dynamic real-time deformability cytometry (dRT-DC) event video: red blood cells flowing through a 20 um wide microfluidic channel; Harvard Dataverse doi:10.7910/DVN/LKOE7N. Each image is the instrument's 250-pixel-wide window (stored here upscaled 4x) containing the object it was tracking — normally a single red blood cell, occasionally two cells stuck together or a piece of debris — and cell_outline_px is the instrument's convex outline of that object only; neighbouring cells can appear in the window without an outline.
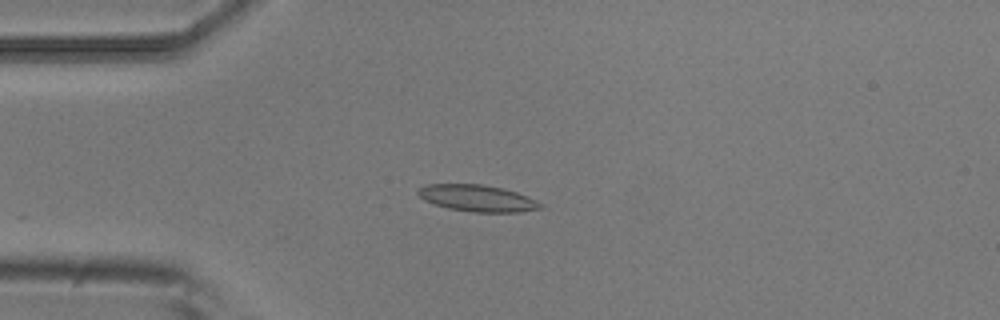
{"species": "common noctule bat (a hibernating species)", "species_latin": "Nyctalus noctula", "temperature_condition": "room temperature", "stored_images_in_passage": 7, "camera_frame_rate_fps": 3000, "um_per_image_px": 0.085, "animal": {"sex": "male", "body_mass_g": 20.5, "forearm_length_mm": 52.5}, "frame": {"image": 1, "passage_image": 5, "time_ms": 1.333, "image_size_px": [1000, 320], "cell_outline_px": [[544, 208], [520, 212], [472, 212], [448, 208], [424, 200], [416, 192], [420, 188], [428, 184], [480, 184], [504, 188], [528, 196], [544, 204]], "centroid_in_image_um": [40.63, 16.85], "position_along_channel_um": 44.4, "area_um2": 19.02}}
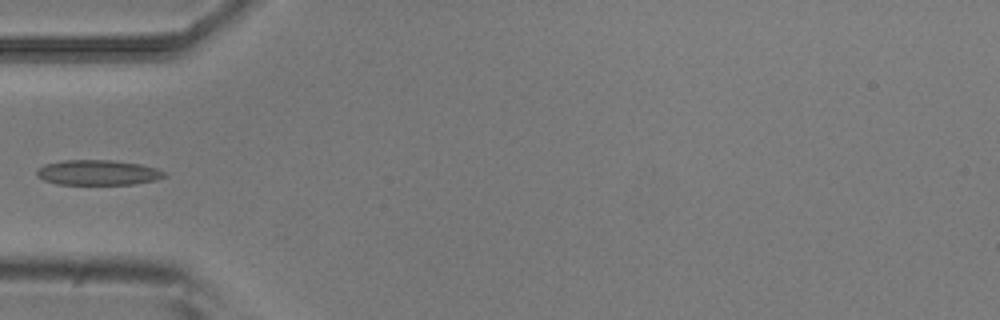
{"frame": {"image": 2, "passage_image": 6, "time_ms": 1.667, "image_size_px": [1000, 320], "cell_outline_px": [[168, 176], [156, 180], [136, 184], [56, 184], [44, 180], [36, 176], [36, 168], [44, 164], [64, 160], [112, 160], [140, 164], [156, 168], [164, 172]], "centroid_in_image_um": [8.3, 14.67], "position_along_channel_um": 76.7, "area_um2": 18.84}}
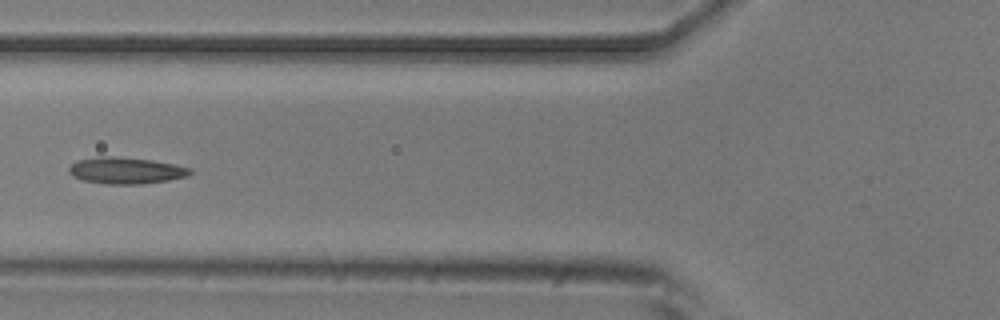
{"frame": {"image": 3, "passage_image": 7, "time_ms": 2.0, "image_size_px": [1000, 320], "cell_outline_px": [[192, 172], [188, 176], [168, 180], [144, 184], [108, 184], [84, 180], [72, 176], [68, 172], [68, 168], [76, 160], [100, 156], [116, 156], [152, 160], [176, 164], [192, 168]], "centroid_in_image_um": [10.72, 14.49], "position_along_channel_um": 115.1, "area_um2": 18.9}}